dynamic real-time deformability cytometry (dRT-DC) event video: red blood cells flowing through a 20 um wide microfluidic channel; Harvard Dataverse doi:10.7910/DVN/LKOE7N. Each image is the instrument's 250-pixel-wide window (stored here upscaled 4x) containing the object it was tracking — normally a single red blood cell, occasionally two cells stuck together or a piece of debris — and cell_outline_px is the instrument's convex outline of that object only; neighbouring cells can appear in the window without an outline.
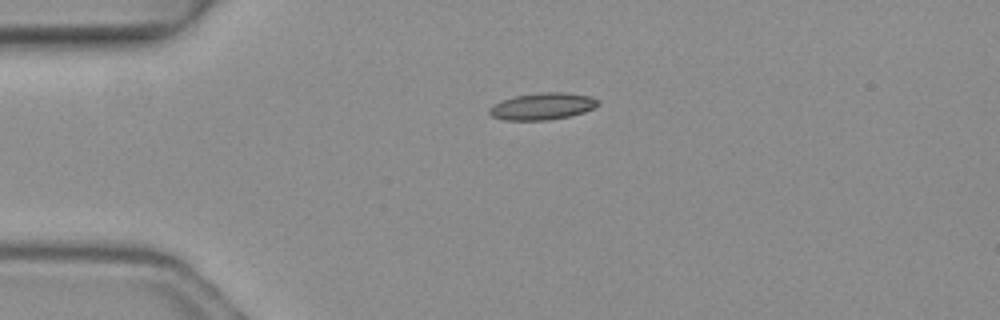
{"species": "common noctule bat (a hibernating species)", "species_latin": "Nyctalus noctula", "temperature_condition": "warm", "stored_images_in_passage": 4, "camera_frame_rate_fps": 3000, "um_per_image_px": 0.085, "animal": {"sex": "female", "body_mass_g": 19.3, "forearm_length_mm": 54.1}, "frame": {"image": 1, "passage_image": 1, "time_ms": 0.0, "image_size_px": [1000, 320], "cell_outline_px": [[600, 104], [584, 112], [568, 116], [548, 120], [504, 120], [492, 116], [488, 112], [488, 108], [504, 100], [516, 96], [536, 92], [564, 92], [592, 96]], "centroid_in_image_um": [46.11, 9.03], "position_along_channel_um": 38.9, "area_um2": 16.88}}
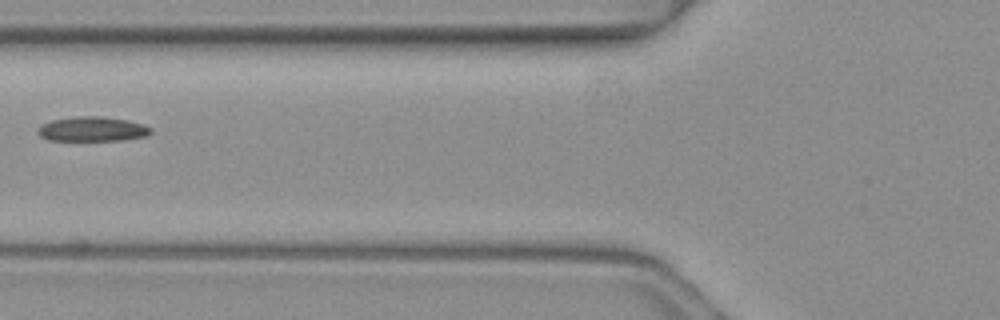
{"frame": {"image": 2, "passage_image": 3, "time_ms": 0.667, "image_size_px": [1000, 320], "cell_outline_px": [[152, 132], [148, 136], [120, 140], [48, 140], [40, 136], [36, 132], [36, 128], [40, 124], [52, 120], [76, 116], [100, 116], [128, 120], [152, 128]], "centroid_in_image_um": [7.81, 10.97], "position_along_channel_um": 118.0, "area_um2": 16.3}}
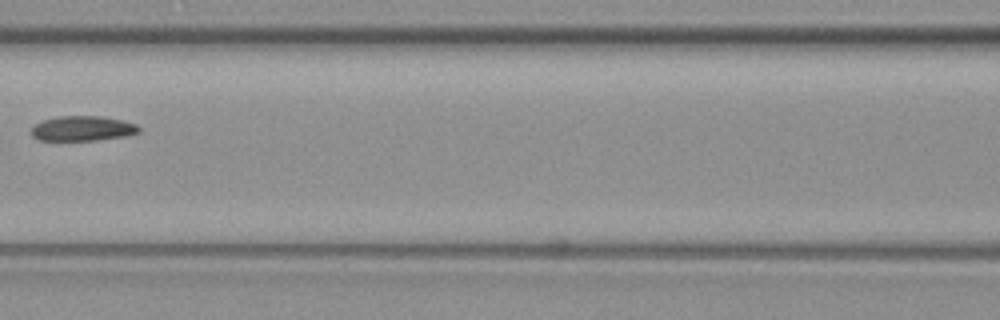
{"frame": {"image": 3, "passage_image": 4, "time_ms": 1.0, "image_size_px": [1000, 320], "cell_outline_px": [[140, 132], [128, 136], [96, 140], [40, 140], [32, 136], [32, 128], [36, 124], [44, 120], [56, 116], [100, 116], [124, 120], [136, 124], [140, 128]], "centroid_in_image_um": [7.07, 10.92], "position_along_channel_um": 159.5, "area_um2": 15.66}}